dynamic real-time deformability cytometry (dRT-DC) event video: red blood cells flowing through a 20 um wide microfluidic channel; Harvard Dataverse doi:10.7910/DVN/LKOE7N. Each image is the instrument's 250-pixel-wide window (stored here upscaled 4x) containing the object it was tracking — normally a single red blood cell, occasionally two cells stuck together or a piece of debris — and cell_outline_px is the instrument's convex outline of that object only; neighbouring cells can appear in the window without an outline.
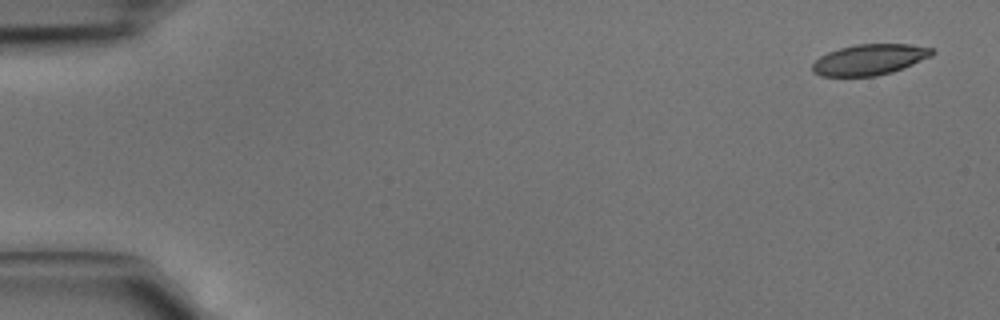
{"species": "common noctule bat (a hibernating species)", "species_latin": "Nyctalus noctula", "temperature_condition": "cold", "stored_images_in_passage": 3, "camera_frame_rate_fps": 3000, "um_per_image_px": 0.085, "animal": {"sex": "male", "body_mass_g": 15.6}, "frame": {"image": 1, "passage_image": 1, "time_ms": 0.0, "image_size_px": [1000, 320], "cell_outline_px": [[936, 52], [932, 56], [892, 72], [876, 76], [820, 76], [812, 72], [812, 64], [820, 56], [828, 52], [840, 48], [856, 44], [908, 44], [932, 48]], "centroid_in_image_um": [73.9, 5.06], "position_along_channel_um": 11.1, "area_um2": 21.44}}
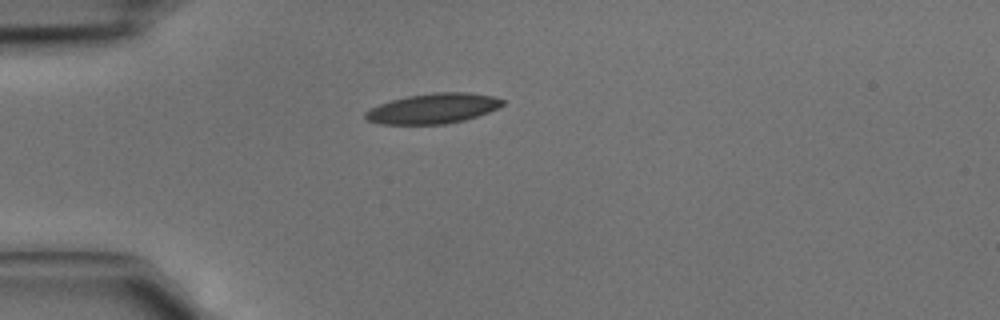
{"frame": {"image": 2, "passage_image": 3, "time_ms": 0.667, "image_size_px": [1000, 320], "cell_outline_px": [[504, 104], [488, 112], [464, 120], [444, 124], [380, 124], [368, 120], [364, 116], [364, 112], [380, 104], [392, 100], [408, 96], [436, 92], [468, 92], [492, 96], [504, 100]], "centroid_in_image_um": [36.81, 9.22], "position_along_channel_um": 48.2, "area_um2": 23.81}}